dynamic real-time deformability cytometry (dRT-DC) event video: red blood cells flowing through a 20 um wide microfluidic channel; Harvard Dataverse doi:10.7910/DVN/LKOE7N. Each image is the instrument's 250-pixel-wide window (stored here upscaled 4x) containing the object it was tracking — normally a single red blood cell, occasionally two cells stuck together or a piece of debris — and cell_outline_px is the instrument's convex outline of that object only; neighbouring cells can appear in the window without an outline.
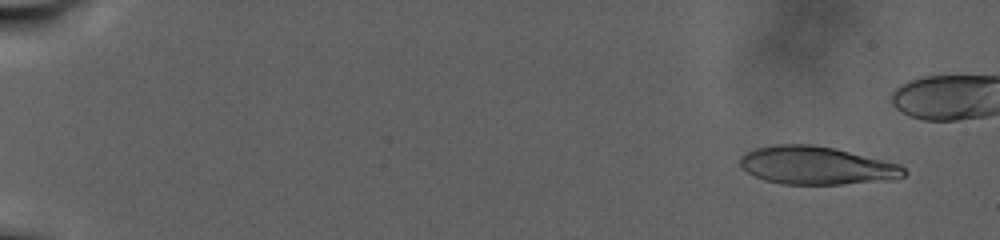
{"species": "human", "species_latin": "Homo sapiens", "temperature_condition": "warm", "stored_images_in_passage": 99, "camera_frame_rate_fps": 3000, "um_per_image_px": 0.085, "donor": {"sex": "male"}, "frame": {"image": 1, "passage_image": 8, "time_ms": 2.333, "image_size_px": [1000, 240], "cell_outline_px": [[908, 172], [904, 176], [892, 180], [840, 184], [784, 184], [764, 180], [740, 168], [740, 156], [756, 148], [776, 144], [812, 144], [836, 148], [900, 164]], "centroid_in_image_um": [69.43, 14.06], "position_along_channel_um": 15.6, "area_um2": 36.47}}
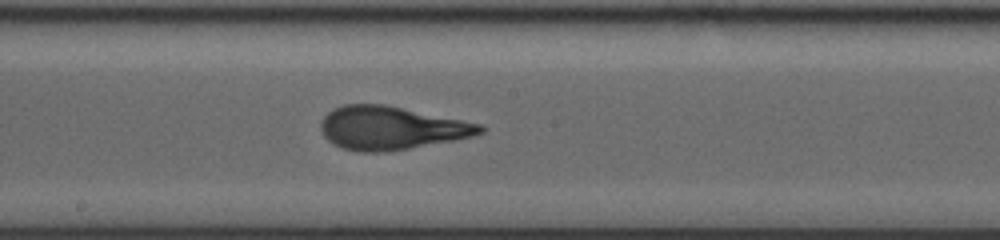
{"frame": {"image": 2, "passage_image": 64, "time_ms": 21.0, "image_size_px": [1000, 240], "cell_outline_px": [[488, 128], [484, 132], [472, 136], [456, 140], [384, 152], [360, 152], [340, 148], [332, 144], [324, 136], [320, 128], [320, 120], [332, 108], [344, 104], [384, 104], [484, 124]], "centroid_in_image_um": [33.25, 10.88], "position_along_channel_um": 215.0, "area_um2": 40.52}}
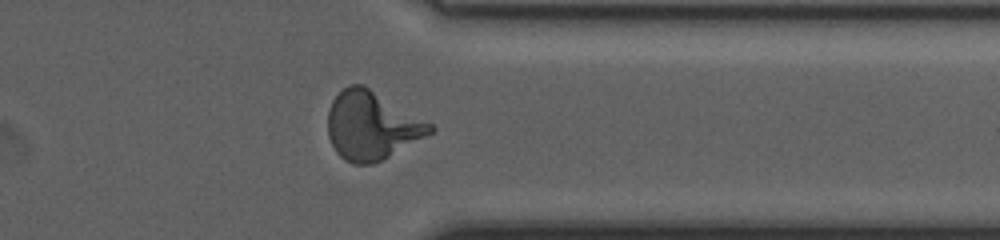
{"frame": {"image": 3, "passage_image": 89, "time_ms": 29.333, "image_size_px": [1000, 240], "cell_outline_px": [[436, 128], [432, 132], [388, 156], [372, 164], [352, 164], [344, 160], [336, 152], [328, 136], [328, 108], [332, 100], [348, 84], [364, 84], [432, 124]], "centroid_in_image_um": [31.55, 10.66], "position_along_channel_um": 379.8, "area_um2": 40.34}}